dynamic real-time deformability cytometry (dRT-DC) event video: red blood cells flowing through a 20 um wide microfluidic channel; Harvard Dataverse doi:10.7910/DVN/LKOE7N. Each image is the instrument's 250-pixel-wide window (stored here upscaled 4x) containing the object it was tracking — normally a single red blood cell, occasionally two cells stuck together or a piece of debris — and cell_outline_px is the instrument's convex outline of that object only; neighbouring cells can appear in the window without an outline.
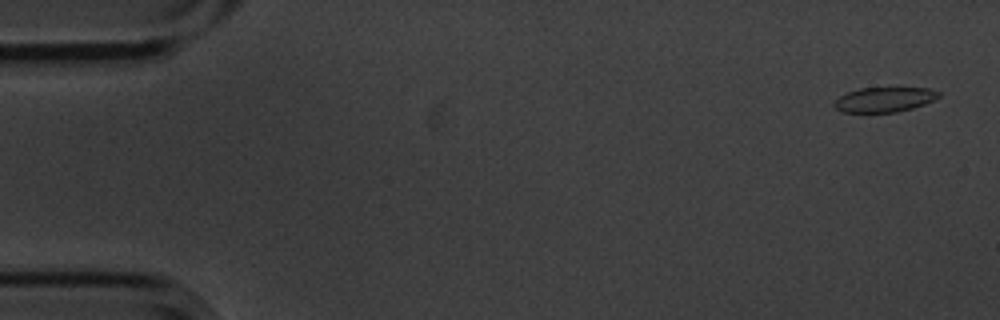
{"species": "common noctule bat (a hibernating species)", "species_latin": "Nyctalus noctula", "temperature_condition": "cold", "stored_images_in_passage": 6, "segment_of_instrument_passage": [2, 2], "camera_frame_rate_fps": 3000, "um_per_image_px": 0.085, "animal": {"sex": "male", "body_mass_g": 20.1, "forearm_length_mm": 53.5}, "frame": {"image": 1, "passage_image": 6, "time_ms": 1.667, "image_size_px": [1000, 320], "cell_outline_px": [[940, 96], [924, 104], [912, 108], [896, 112], [844, 112], [836, 108], [832, 104], [840, 96], [848, 92], [860, 88], [928, 88], [940, 92]], "centroid_in_image_um": [75.17, 8.46], "position_along_channel_um": 9.8, "area_um2": 14.91}}